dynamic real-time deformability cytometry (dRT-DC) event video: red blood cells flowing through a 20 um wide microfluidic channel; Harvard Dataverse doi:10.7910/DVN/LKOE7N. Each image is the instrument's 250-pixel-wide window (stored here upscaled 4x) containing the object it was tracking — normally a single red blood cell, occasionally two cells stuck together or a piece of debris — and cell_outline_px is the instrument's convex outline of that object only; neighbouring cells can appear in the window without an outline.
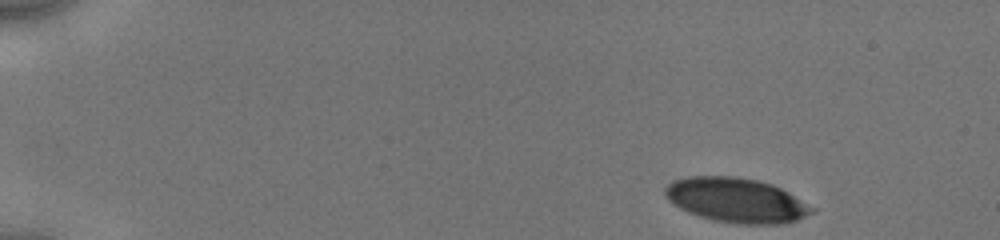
{"species": "human", "species_latin": "Homo sapiens", "temperature_condition": "cold", "stored_images_in_passage": 42, "camera_frame_rate_fps": 3000, "um_per_image_px": 0.085, "donor": {"sex": "male"}, "frame": {"image": 1, "passage_image": 1, "time_ms": 0.0, "image_size_px": [1000, 240], "cell_outline_px": [[816, 212], [796, 220], [784, 224], [736, 224], [712, 220], [688, 212], [680, 208], [668, 200], [664, 192], [664, 188], [672, 180], [688, 176], [736, 176], [756, 180], [772, 184], [788, 192], [816, 208]], "centroid_in_image_um": [62.59, 17.02], "position_along_channel_um": 22.4, "area_um2": 38.38}}
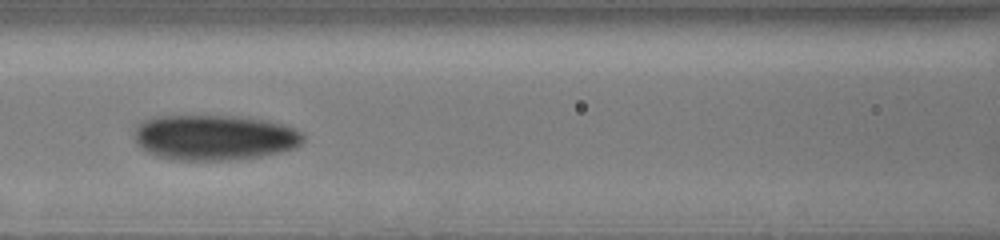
{"frame": {"image": 2, "passage_image": 20, "time_ms": 6.333, "image_size_px": [1000, 240], "cell_outline_px": [[304, 140], [296, 148], [260, 156], [232, 160], [172, 160], [156, 156], [140, 148], [136, 144], [132, 136], [136, 124], [152, 116], [248, 116], [268, 120], [284, 124], [300, 132], [304, 136]], "centroid_in_image_um": [18.17, 11.67], "position_along_channel_um": 148.4, "area_um2": 45.37}}
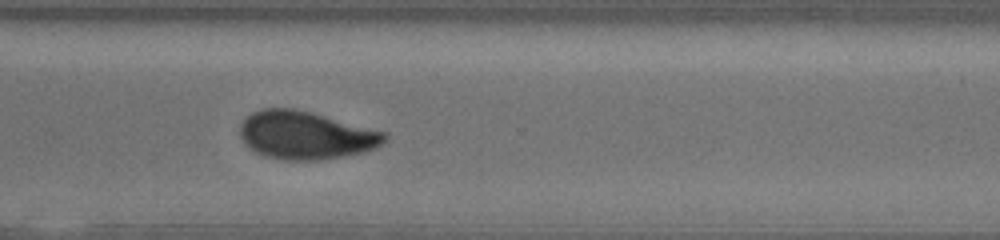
{"frame": {"image": 3, "passage_image": 41, "time_ms": 11.333, "image_size_px": [1000, 240], "cell_outline_px": [[388, 136], [376, 148], [364, 152], [344, 156], [320, 160], [284, 160], [264, 156], [256, 152], [244, 144], [240, 136], [240, 124], [252, 112], [260, 108], [292, 108], [388, 132]], "centroid_in_image_um": [25.97, 11.5], "position_along_channel_um": 344.6, "area_um2": 40.4}}